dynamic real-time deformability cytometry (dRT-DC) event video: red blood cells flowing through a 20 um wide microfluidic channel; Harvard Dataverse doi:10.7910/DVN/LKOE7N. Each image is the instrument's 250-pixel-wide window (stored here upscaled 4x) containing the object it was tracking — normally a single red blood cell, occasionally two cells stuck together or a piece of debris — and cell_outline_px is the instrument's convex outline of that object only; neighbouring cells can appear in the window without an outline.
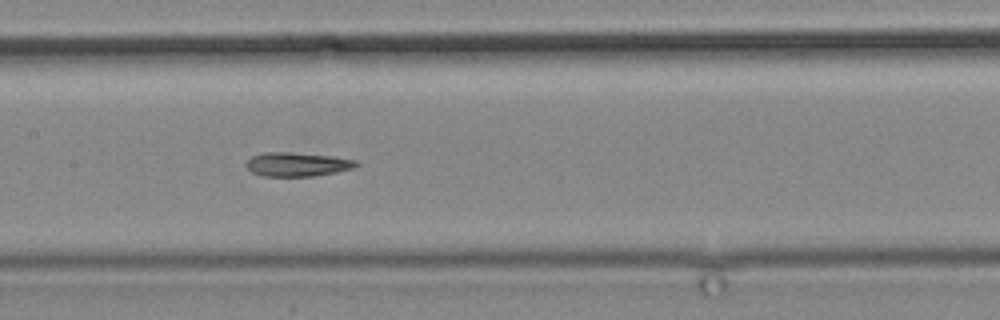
{"species": "common noctule bat (a hibernating species)", "species_latin": "Nyctalus noctula", "temperature_condition": "cold", "stored_images_in_passage": 15, "camera_frame_rate_fps": 3000, "um_per_image_px": 0.085, "animal": {"sex": "male", "body_mass_g": 19.2, "forearm_length_mm": 51.8}, "frame": {"image": 1, "passage_image": 13, "time_ms": 15.667, "image_size_px": [1000, 320], "cell_outline_px": [[360, 164], [356, 168], [336, 172], [312, 176], [264, 176], [252, 172], [244, 164], [252, 156], [264, 152], [292, 152], [336, 156], [356, 160]], "centroid_in_image_um": [25.31, 13.96], "position_along_channel_um": 182.1, "area_um2": 15.55}}
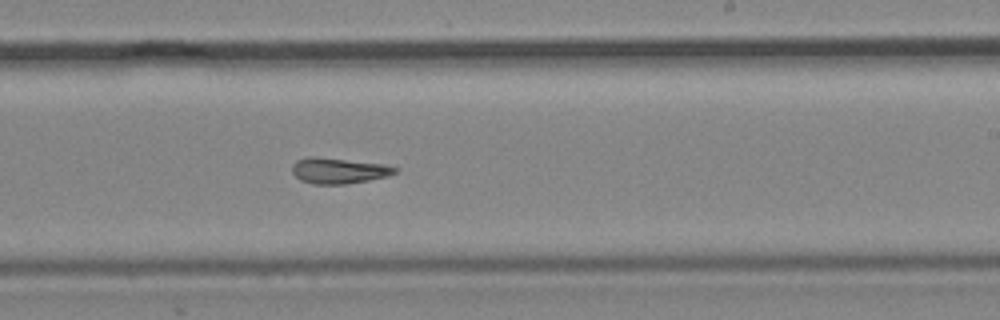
{"frame": {"image": 2, "passage_image": 15, "time_ms": 18.0, "image_size_px": [1000, 320], "cell_outline_px": [[396, 172], [388, 176], [368, 180], [344, 184], [312, 184], [300, 180], [292, 172], [292, 164], [296, 160], [308, 156], [312, 156], [384, 164], [396, 168]], "centroid_in_image_um": [28.73, 14.5], "position_along_channel_um": 260.3, "area_um2": 15.32}}